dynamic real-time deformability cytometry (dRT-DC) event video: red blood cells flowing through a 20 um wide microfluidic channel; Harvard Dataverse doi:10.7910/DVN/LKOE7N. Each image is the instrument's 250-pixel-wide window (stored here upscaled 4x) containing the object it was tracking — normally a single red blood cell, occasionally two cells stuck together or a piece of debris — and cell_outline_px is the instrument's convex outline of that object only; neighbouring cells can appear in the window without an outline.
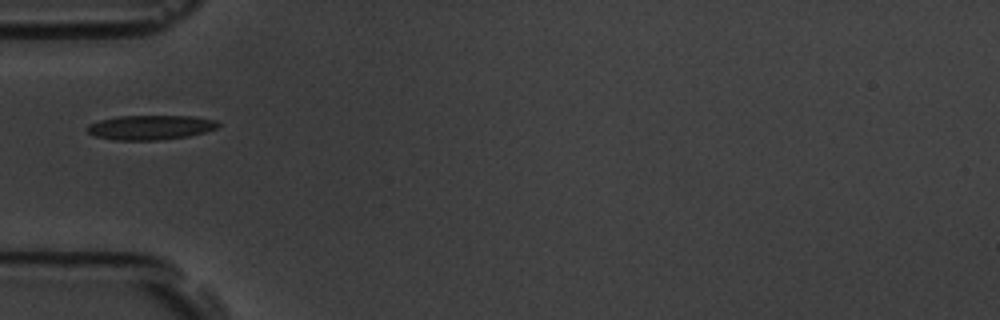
{"species": "common noctule bat (a hibernating species)", "species_latin": "Nyctalus noctula", "temperature_condition": "room temperature", "stored_images_in_passage": 1, "camera_frame_rate_fps": 3000, "um_per_image_px": 0.085, "animal": {"sex": "male", "body_mass_g": 19.5, "forearm_length_mm": 54.6}, "frame": {"image": 1, "passage_image": 1, "time_ms": 0.0, "image_size_px": [1000, 320], "cell_outline_px": [[220, 124], [216, 128], [204, 132], [188, 136], [156, 140], [116, 140], [96, 136], [88, 132], [88, 124], [100, 120], [116, 116], [196, 116], [216, 120]], "centroid_in_image_um": [12.8, 10.82], "position_along_channel_um": 72.2, "area_um2": 18.61}}